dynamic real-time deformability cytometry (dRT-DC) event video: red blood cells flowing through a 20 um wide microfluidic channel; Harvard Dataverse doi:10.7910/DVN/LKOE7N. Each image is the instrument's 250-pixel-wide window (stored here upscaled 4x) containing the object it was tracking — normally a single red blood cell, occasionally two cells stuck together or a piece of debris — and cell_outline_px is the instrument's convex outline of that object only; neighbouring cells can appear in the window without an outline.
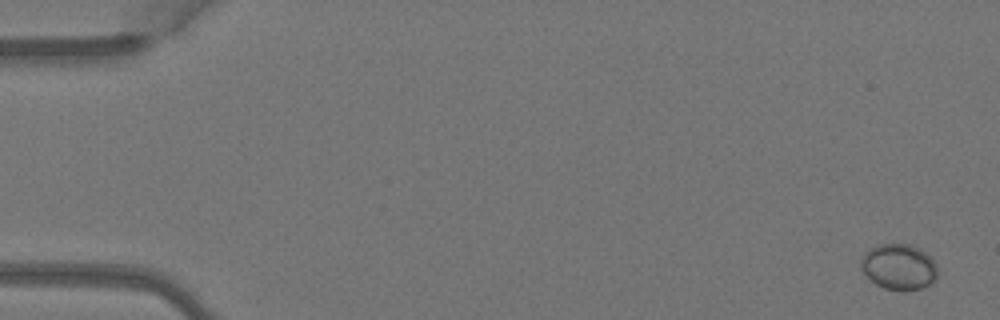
{"species": "Egyptian fruit bat (a non-hibernating species)", "species_latin": "Rousettus aegyptiacus", "temperature_condition": "warm", "stored_images_in_passage": 4, "camera_frame_rate_fps": 3000, "um_per_image_px": 0.085, "animal": {"sex": "female"}, "frame": {"image": 1, "passage_image": 1, "time_ms": 0.0, "image_size_px": [1000, 320], "cell_outline_px": [[936, 280], [932, 284], [920, 288], [904, 292], [900, 292], [884, 288], [876, 284], [860, 268], [860, 260], [864, 252], [876, 244], [908, 244], [920, 248], [936, 264]], "centroid_in_image_um": [76.38, 22.69], "position_along_channel_um": 8.6, "area_um2": 20.63}}
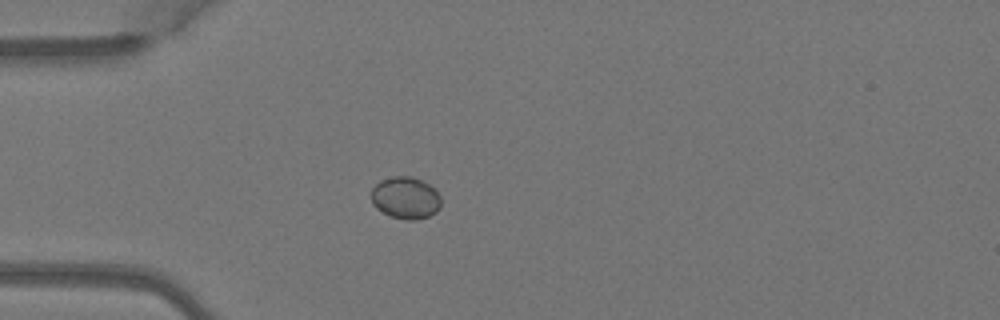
{"frame": {"image": 2, "passage_image": 4, "time_ms": 1.0, "image_size_px": [1000, 320], "cell_outline_px": [[440, 208], [436, 212], [428, 216], [416, 220], [404, 220], [388, 216], [376, 208], [372, 204], [372, 188], [380, 180], [392, 176], [412, 176], [436, 188], [440, 196]], "centroid_in_image_um": [34.47, 16.82], "position_along_channel_um": 50.5, "area_um2": 17.34}}